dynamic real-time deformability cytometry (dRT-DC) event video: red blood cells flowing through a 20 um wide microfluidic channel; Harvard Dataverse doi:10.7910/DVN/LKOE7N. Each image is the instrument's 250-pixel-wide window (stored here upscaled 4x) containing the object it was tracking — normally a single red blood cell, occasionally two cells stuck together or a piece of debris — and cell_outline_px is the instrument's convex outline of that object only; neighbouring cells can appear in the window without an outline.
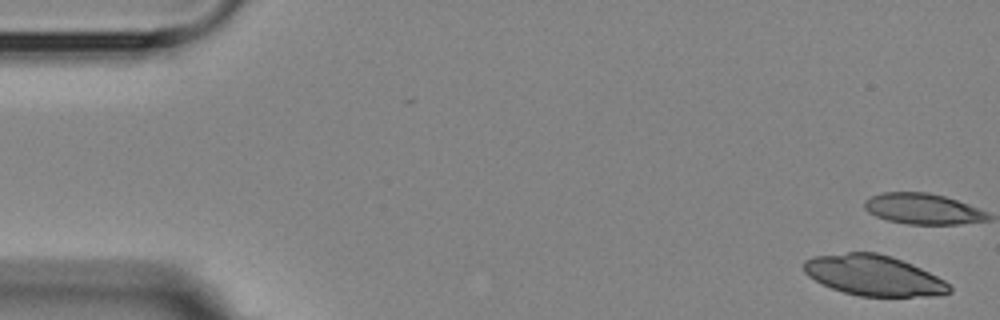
{"species": "Egyptian fruit bat (a non-hibernating species)", "species_latin": "Rousettus aegyptiacus", "temperature_condition": "room temperature", "stored_images_in_passage": 5, "camera_frame_rate_fps": 3000, "um_per_image_px": 0.085, "animal": {"sex": "female"}, "frame": {"image": 1, "passage_image": 1, "time_ms": 0.0, "image_size_px": [1000, 320], "cell_outline_px": [[952, 292], [932, 296], [860, 296], [844, 292], [832, 288], [808, 276], [804, 272], [804, 260], [812, 256], [848, 252], [876, 252], [892, 256], [912, 264], [944, 280], [952, 288]], "centroid_in_image_um": [74.26, 23.4], "position_along_channel_um": 10.7, "area_um2": 34.22}}